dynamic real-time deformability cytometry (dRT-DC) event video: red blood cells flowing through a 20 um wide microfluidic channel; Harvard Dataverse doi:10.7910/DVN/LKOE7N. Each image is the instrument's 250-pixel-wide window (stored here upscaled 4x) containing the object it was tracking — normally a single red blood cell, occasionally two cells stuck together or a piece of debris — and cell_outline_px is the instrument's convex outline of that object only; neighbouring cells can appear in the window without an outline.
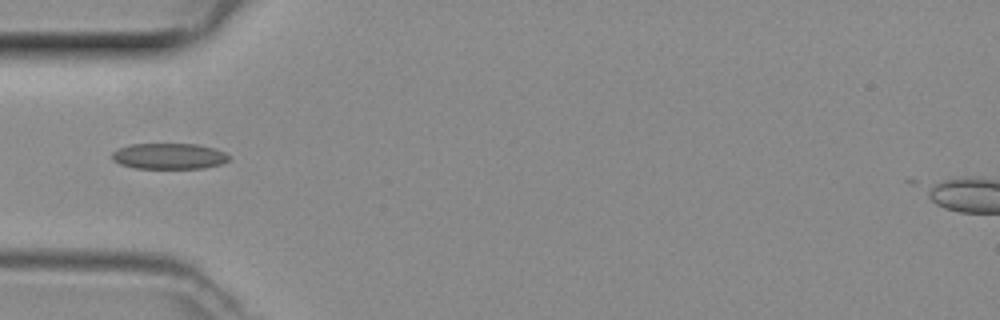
{"species": "common noctule bat (a hibernating species)", "species_latin": "Nyctalus noctula", "temperature_condition": "room temperature", "stored_images_in_passage": 35, "camera_frame_rate_fps": 3000, "um_per_image_px": 0.085, "animal": {"sex": "female", "body_mass_g": 29.2, "forearm_length_mm": 56.3}, "frame": {"image": 1, "passage_image": 2, "time_ms": 0.333, "image_size_px": [1000, 320], "cell_outline_px": [[228, 160], [220, 164], [204, 168], [136, 168], [120, 164], [112, 160], [112, 152], [116, 148], [132, 144], [196, 144], [212, 148], [224, 152], [228, 156]], "centroid_in_image_um": [14.31, 13.27], "position_along_channel_um": 70.7, "area_um2": 17.51}}
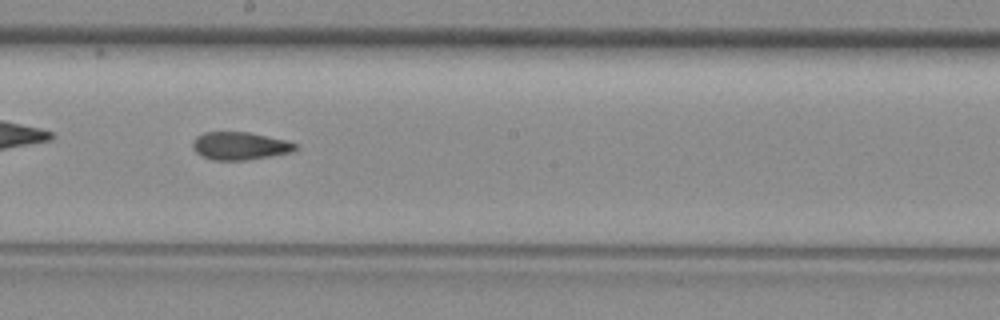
{"frame": {"image": 2, "passage_image": 13, "time_ms": 4.0, "image_size_px": [1000, 320], "cell_outline_px": [[296, 148], [292, 152], [244, 160], [212, 160], [200, 156], [192, 148], [192, 144], [196, 136], [204, 132], [248, 132], [288, 140], [296, 144]], "centroid_in_image_um": [20.35, 12.39], "position_along_channel_um": 227.8, "area_um2": 16.65}}
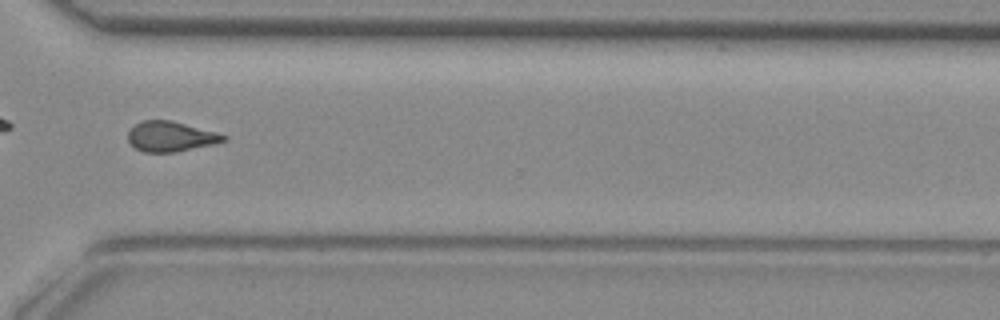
{"frame": {"image": 3, "passage_image": 22, "time_ms": 7.0, "image_size_px": [1000, 320], "cell_outline_px": [[228, 140], [216, 144], [176, 152], [144, 152], [136, 148], [128, 140], [128, 132], [136, 124], [144, 120], [172, 120], [216, 132], [228, 136]], "centroid_in_image_um": [14.56, 11.6], "position_along_channel_um": 356.0, "area_um2": 16.82}}